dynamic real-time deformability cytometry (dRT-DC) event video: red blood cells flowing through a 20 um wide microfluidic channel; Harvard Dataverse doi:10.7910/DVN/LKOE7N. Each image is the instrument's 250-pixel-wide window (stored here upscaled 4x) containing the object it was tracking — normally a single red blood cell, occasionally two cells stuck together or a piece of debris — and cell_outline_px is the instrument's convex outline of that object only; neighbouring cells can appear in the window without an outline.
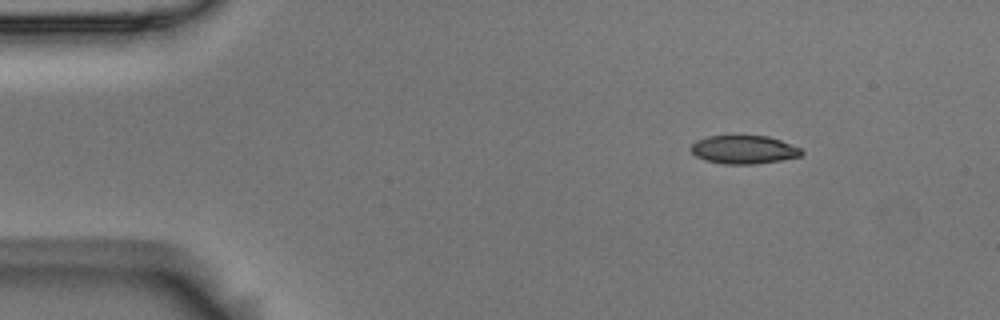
{"species": "Egyptian fruit bat (a non-hibernating species)", "species_latin": "Rousettus aegyptiacus", "temperature_condition": "room temperature", "stored_images_in_passage": 5, "segment_of_instrument_passage": [2, 2], "camera_frame_rate_fps": 3000, "um_per_image_px": 0.085, "animal": {"sex": "male"}, "frame": {"image": 1, "passage_image": 5, "time_ms": 1.333, "image_size_px": [1000, 320], "cell_outline_px": [[804, 152], [800, 156], [780, 160], [756, 164], [724, 164], [704, 160], [696, 156], [688, 148], [696, 140], [708, 136], [768, 136], [780, 140], [800, 148]], "centroid_in_image_um": [63.19, 12.72], "position_along_channel_um": 21.8, "area_um2": 18.26}}